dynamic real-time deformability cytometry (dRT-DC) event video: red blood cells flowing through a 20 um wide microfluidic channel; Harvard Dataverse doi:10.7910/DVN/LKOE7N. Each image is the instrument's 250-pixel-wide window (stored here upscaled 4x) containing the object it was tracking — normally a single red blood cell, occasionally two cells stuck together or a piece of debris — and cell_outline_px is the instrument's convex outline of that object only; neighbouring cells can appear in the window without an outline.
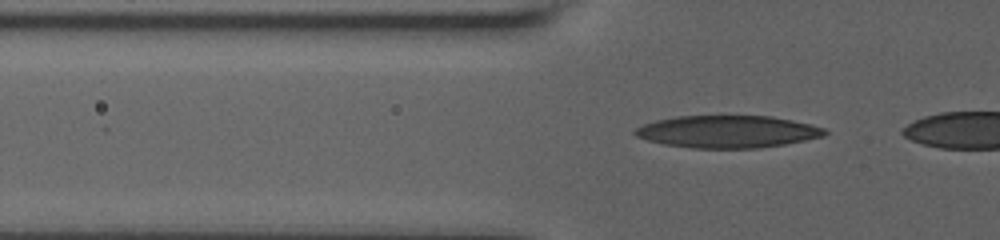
{"species": "human", "species_latin": "Homo sapiens", "temperature_condition": "room temperature", "stored_images_in_passage": 55, "camera_frame_rate_fps": 3000, "um_per_image_px": 0.085, "donor": {"sex": "male"}, "frame": {"image": 1, "passage_image": 5, "time_ms": 0.667, "image_size_px": [1000, 240], "cell_outline_px": [[828, 132], [824, 136], [784, 144], [760, 148], [692, 148], [664, 144], [648, 140], [636, 136], [632, 132], [636, 128], [644, 124], [656, 120], [676, 116], [772, 116], [812, 124], [824, 128]], "centroid_in_image_um": [61.85, 11.19], "position_along_channel_um": 64.0, "area_um2": 35.66}}
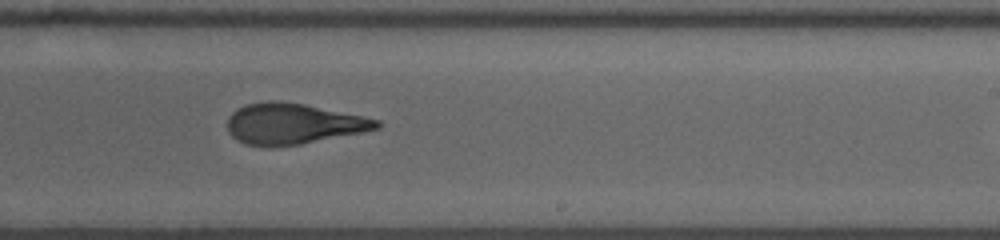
{"frame": {"image": 2, "passage_image": 31, "time_ms": 6.333, "image_size_px": [1000, 240], "cell_outline_px": [[380, 128], [364, 132], [300, 144], [244, 144], [236, 140], [228, 132], [228, 116], [236, 108], [244, 104], [268, 100], [276, 100], [304, 104], [364, 116], [380, 120]], "centroid_in_image_um": [24.92, 10.48], "position_along_channel_um": 264.1, "area_um2": 35.14}}
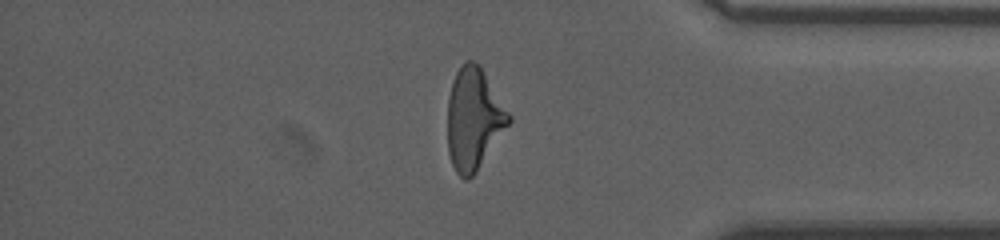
{"frame": {"image": 3, "passage_image": 50, "time_ms": 10.333, "image_size_px": [1000, 240], "cell_outline_px": [[512, 120], [476, 172], [468, 180], [464, 180], [456, 172], [452, 164], [448, 152], [448, 96], [452, 80], [456, 72], [468, 60], [472, 60], [480, 64], [512, 116]], "centroid_in_image_um": [40.27, 10.1], "position_along_channel_um": 394.9, "area_um2": 36.36}, "authors_computed_cell_mechanics": {"area_um2": 35.4314, "velocity_mm_per_s": 3.6526, "shape_relaxation_time_tau1_ms": 8.0526, "shape_relaxation_time_tau2_ms": 1.6456, "deformation_change_tau1": 0.2763, "deformation_change_tau2": 0.1031}}